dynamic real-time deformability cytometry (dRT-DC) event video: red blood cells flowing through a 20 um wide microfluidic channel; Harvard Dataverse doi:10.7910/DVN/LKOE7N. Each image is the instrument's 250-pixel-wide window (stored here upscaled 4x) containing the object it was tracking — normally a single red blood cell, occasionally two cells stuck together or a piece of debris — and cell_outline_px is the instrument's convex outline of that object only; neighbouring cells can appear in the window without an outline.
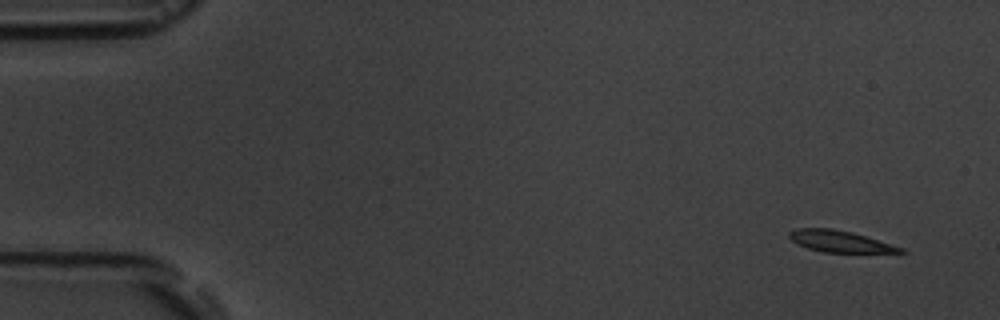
{"species": "common noctule bat (a hibernating species)", "species_latin": "Nyctalus noctula", "temperature_condition": "room temperature", "stored_images_in_passage": 5, "camera_frame_rate_fps": 3000, "um_per_image_px": 0.085, "animal": {"sex": "male", "body_mass_g": 19.5, "forearm_length_mm": 54.6}, "frame": {"image": 1, "passage_image": 1, "time_ms": 0.0, "image_size_px": [1000, 320], "cell_outline_px": [[908, 252], [824, 252], [808, 248], [796, 244], [788, 236], [788, 232], [796, 228], [832, 228], [852, 232], [904, 248]], "centroid_in_image_um": [71.35, 20.5], "position_along_channel_um": 13.7, "area_um2": 13.81}}
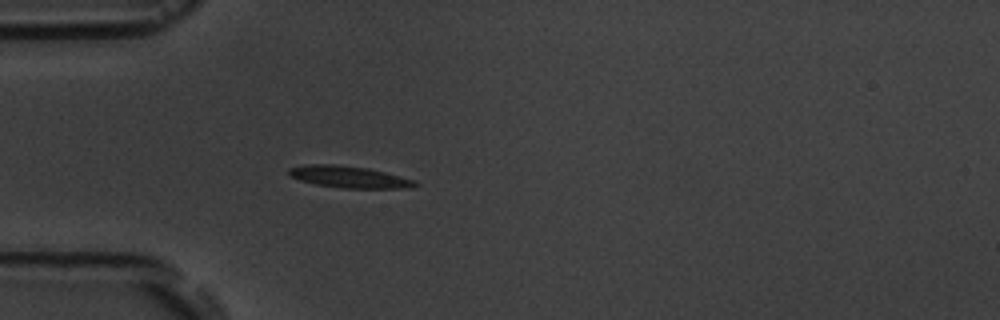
{"frame": {"image": 2, "passage_image": 5, "time_ms": 4.333, "image_size_px": [1000, 320], "cell_outline_px": [[420, 184], [412, 188], [344, 188], [316, 184], [300, 180], [288, 176], [288, 168], [304, 164], [336, 164], [368, 168], [416, 180]], "centroid_in_image_um": [29.67, 15.03], "position_along_channel_um": 55.3, "area_um2": 16.13}}